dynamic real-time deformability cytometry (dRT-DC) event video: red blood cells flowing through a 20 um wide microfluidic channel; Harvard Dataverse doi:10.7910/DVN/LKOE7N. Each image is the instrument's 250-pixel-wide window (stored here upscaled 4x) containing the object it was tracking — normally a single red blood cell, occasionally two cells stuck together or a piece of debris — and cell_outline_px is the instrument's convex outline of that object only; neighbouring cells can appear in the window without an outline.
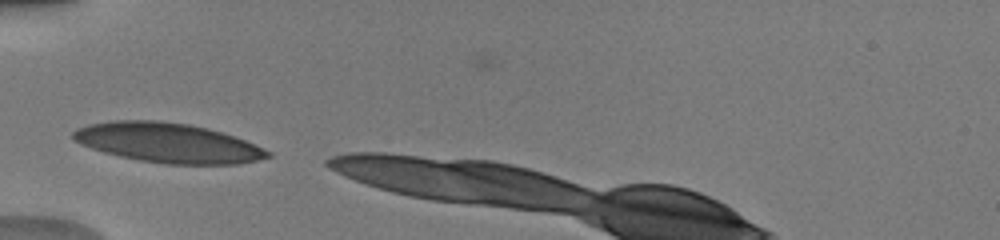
{"species": "human", "species_latin": "Homo sapiens", "temperature_condition": "warm", "stored_images_in_passage": 7, "camera_frame_rate_fps": 3000, "um_per_image_px": 0.085, "donor": {"sex": "male"}, "frame": {"image": 1, "passage_image": 1, "time_ms": 0.0, "image_size_px": [1000, 240], "cell_outline_px": [[272, 156], [240, 164], [168, 164], [140, 160], [120, 156], [104, 152], [80, 144], [72, 140], [72, 132], [76, 128], [88, 124], [112, 120], [160, 120], [188, 124], [208, 128], [244, 140], [264, 148], [272, 152]], "centroid_in_image_um": [14.24, 12.13], "position_along_channel_um": 70.8, "area_um2": 44.91}}
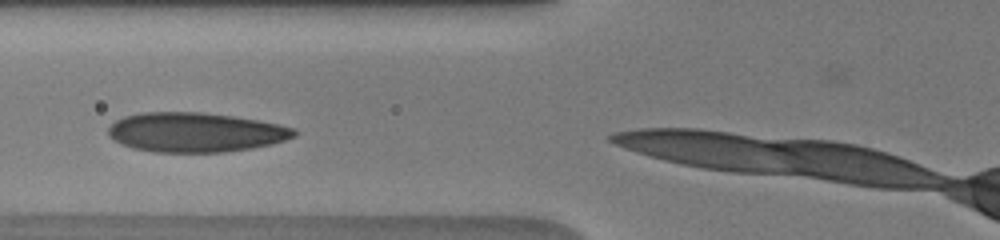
{"frame": {"image": 2, "passage_image": 4, "time_ms": 1.0, "image_size_px": [1000, 240], "cell_outline_px": [[300, 132], [296, 136], [272, 144], [252, 148], [224, 152], [152, 152], [132, 148], [108, 136], [108, 128], [116, 120], [124, 116], [140, 112], [200, 112], [232, 116], [260, 120], [280, 124], [296, 128]], "centroid_in_image_um": [16.65, 11.24], "position_along_channel_um": 109.1, "area_um2": 43.06}}